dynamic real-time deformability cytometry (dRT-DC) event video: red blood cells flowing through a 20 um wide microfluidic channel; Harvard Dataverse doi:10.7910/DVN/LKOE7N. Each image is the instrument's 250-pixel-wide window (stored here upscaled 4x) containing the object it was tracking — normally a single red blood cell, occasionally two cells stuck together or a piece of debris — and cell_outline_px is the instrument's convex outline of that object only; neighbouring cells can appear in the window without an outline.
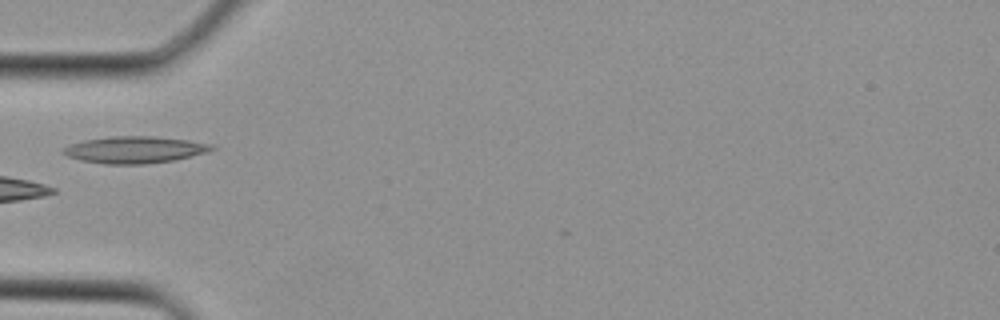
{"species": "Egyptian fruit bat (a non-hibernating species)", "species_latin": "Rousettus aegyptiacus", "temperature_condition": "cold", "stored_images_in_passage": 3, "camera_frame_rate_fps": 3000, "um_per_image_px": 0.085, "animal": {"sex": "female"}, "frame": {"image": 1, "passage_image": 3, "time_ms": 0.667, "image_size_px": [1000, 320], "cell_outline_px": [[216, 148], [208, 152], [176, 160], [148, 164], [104, 164], [80, 160], [68, 156], [60, 152], [64, 148], [72, 144], [84, 140], [108, 136], [156, 136], [188, 140], [216, 144]], "centroid_in_image_um": [11.51, 12.73], "position_along_channel_um": 73.5, "area_um2": 23.52}}